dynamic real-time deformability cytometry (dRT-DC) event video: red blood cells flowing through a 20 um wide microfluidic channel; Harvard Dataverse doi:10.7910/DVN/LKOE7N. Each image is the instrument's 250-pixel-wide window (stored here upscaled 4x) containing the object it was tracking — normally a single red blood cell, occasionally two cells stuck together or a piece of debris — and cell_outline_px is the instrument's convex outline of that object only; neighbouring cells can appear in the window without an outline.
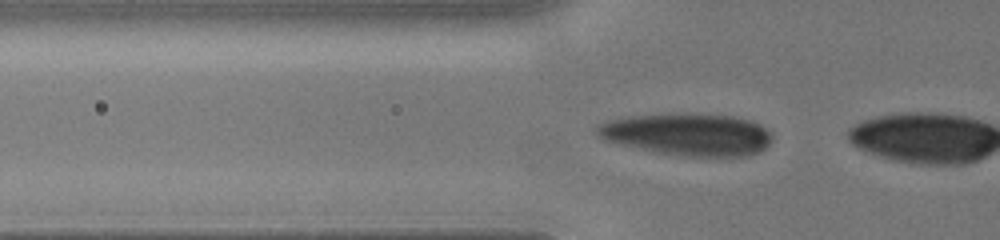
{"species": "human", "species_latin": "Homo sapiens", "temperature_condition": "cold", "stored_images_in_passage": 12, "camera_frame_rate_fps": 3000, "um_per_image_px": 0.085, "donor": {"sex": "male"}, "frame": {"image": 1, "passage_image": 11, "time_ms": 4.0, "image_size_px": [1000, 240], "cell_outline_px": [[772, 140], [760, 152], [748, 156], [684, 156], [652, 152], [604, 140], [596, 136], [596, 128], [600, 124], [608, 120], [628, 116], [676, 112], [684, 112], [732, 116], [752, 120], [760, 124], [772, 132]], "centroid_in_image_um": [58.45, 11.41], "position_along_channel_um": 67.3, "area_um2": 43.87}}